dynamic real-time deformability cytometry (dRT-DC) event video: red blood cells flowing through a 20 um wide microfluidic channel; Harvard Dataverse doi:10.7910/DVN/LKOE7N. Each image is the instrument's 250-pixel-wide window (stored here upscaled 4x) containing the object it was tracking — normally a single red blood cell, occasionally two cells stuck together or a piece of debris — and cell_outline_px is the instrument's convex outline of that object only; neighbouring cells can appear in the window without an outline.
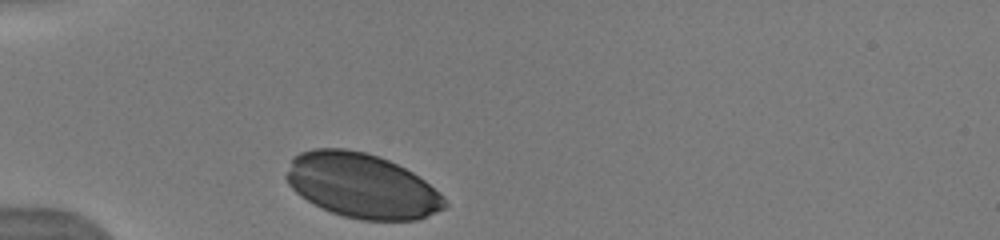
{"species": "human", "species_latin": "Homo sapiens", "temperature_condition": "warm", "stored_images_in_passage": 13, "camera_frame_rate_fps": 3000, "um_per_image_px": 0.085, "donor": {"sex": "male"}, "frame": {"image": 1, "passage_image": 1, "time_ms": 0.0, "image_size_px": [1000, 240], "cell_outline_px": [[448, 208], [416, 220], [360, 220], [344, 216], [332, 212], [300, 196], [288, 184], [284, 176], [292, 156], [300, 152], [312, 148], [344, 148], [364, 152], [388, 160], [412, 172], [424, 180], [444, 196], [448, 204]], "centroid_in_image_um": [30.75, 15.78], "position_along_channel_um": 54.3, "area_um2": 59.65}}